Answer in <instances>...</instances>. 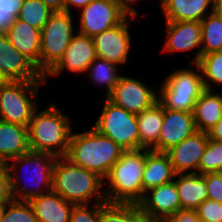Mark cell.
<instances>
[{
    "label": "cell",
    "instance_id": "obj_19",
    "mask_svg": "<svg viewBox=\"0 0 222 222\" xmlns=\"http://www.w3.org/2000/svg\"><path fill=\"white\" fill-rule=\"evenodd\" d=\"M5 34L11 44L27 57L40 72L41 30L16 18Z\"/></svg>",
    "mask_w": 222,
    "mask_h": 222
},
{
    "label": "cell",
    "instance_id": "obj_35",
    "mask_svg": "<svg viewBox=\"0 0 222 222\" xmlns=\"http://www.w3.org/2000/svg\"><path fill=\"white\" fill-rule=\"evenodd\" d=\"M202 222H222V203L206 199L196 209Z\"/></svg>",
    "mask_w": 222,
    "mask_h": 222
},
{
    "label": "cell",
    "instance_id": "obj_5",
    "mask_svg": "<svg viewBox=\"0 0 222 222\" xmlns=\"http://www.w3.org/2000/svg\"><path fill=\"white\" fill-rule=\"evenodd\" d=\"M103 185V179L96 173L65 157H58L54 164L52 191L74 205L106 202Z\"/></svg>",
    "mask_w": 222,
    "mask_h": 222
},
{
    "label": "cell",
    "instance_id": "obj_40",
    "mask_svg": "<svg viewBox=\"0 0 222 222\" xmlns=\"http://www.w3.org/2000/svg\"><path fill=\"white\" fill-rule=\"evenodd\" d=\"M164 222H202L196 210L180 209Z\"/></svg>",
    "mask_w": 222,
    "mask_h": 222
},
{
    "label": "cell",
    "instance_id": "obj_10",
    "mask_svg": "<svg viewBox=\"0 0 222 222\" xmlns=\"http://www.w3.org/2000/svg\"><path fill=\"white\" fill-rule=\"evenodd\" d=\"M80 13L77 32L91 38L120 25L129 16L118 0H93Z\"/></svg>",
    "mask_w": 222,
    "mask_h": 222
},
{
    "label": "cell",
    "instance_id": "obj_8",
    "mask_svg": "<svg viewBox=\"0 0 222 222\" xmlns=\"http://www.w3.org/2000/svg\"><path fill=\"white\" fill-rule=\"evenodd\" d=\"M73 13L56 11L41 30L40 73L44 77L62 58L77 31Z\"/></svg>",
    "mask_w": 222,
    "mask_h": 222
},
{
    "label": "cell",
    "instance_id": "obj_23",
    "mask_svg": "<svg viewBox=\"0 0 222 222\" xmlns=\"http://www.w3.org/2000/svg\"><path fill=\"white\" fill-rule=\"evenodd\" d=\"M29 151L28 127L0 120V162L7 163Z\"/></svg>",
    "mask_w": 222,
    "mask_h": 222
},
{
    "label": "cell",
    "instance_id": "obj_43",
    "mask_svg": "<svg viewBox=\"0 0 222 222\" xmlns=\"http://www.w3.org/2000/svg\"><path fill=\"white\" fill-rule=\"evenodd\" d=\"M123 9L129 14V15H132V16H137L138 15V11L132 7V5H135L137 4V2H139V0H118Z\"/></svg>",
    "mask_w": 222,
    "mask_h": 222
},
{
    "label": "cell",
    "instance_id": "obj_36",
    "mask_svg": "<svg viewBox=\"0 0 222 222\" xmlns=\"http://www.w3.org/2000/svg\"><path fill=\"white\" fill-rule=\"evenodd\" d=\"M208 199L222 203V172L205 173Z\"/></svg>",
    "mask_w": 222,
    "mask_h": 222
},
{
    "label": "cell",
    "instance_id": "obj_21",
    "mask_svg": "<svg viewBox=\"0 0 222 222\" xmlns=\"http://www.w3.org/2000/svg\"><path fill=\"white\" fill-rule=\"evenodd\" d=\"M38 222H70L74 204L50 191L29 201Z\"/></svg>",
    "mask_w": 222,
    "mask_h": 222
},
{
    "label": "cell",
    "instance_id": "obj_30",
    "mask_svg": "<svg viewBox=\"0 0 222 222\" xmlns=\"http://www.w3.org/2000/svg\"><path fill=\"white\" fill-rule=\"evenodd\" d=\"M53 12L42 0H25L17 18L42 30Z\"/></svg>",
    "mask_w": 222,
    "mask_h": 222
},
{
    "label": "cell",
    "instance_id": "obj_28",
    "mask_svg": "<svg viewBox=\"0 0 222 222\" xmlns=\"http://www.w3.org/2000/svg\"><path fill=\"white\" fill-rule=\"evenodd\" d=\"M202 55L222 50V17L216 10L201 22Z\"/></svg>",
    "mask_w": 222,
    "mask_h": 222
},
{
    "label": "cell",
    "instance_id": "obj_2",
    "mask_svg": "<svg viewBox=\"0 0 222 222\" xmlns=\"http://www.w3.org/2000/svg\"><path fill=\"white\" fill-rule=\"evenodd\" d=\"M34 110L28 125L30 151L65 157L72 134V119L54 103Z\"/></svg>",
    "mask_w": 222,
    "mask_h": 222
},
{
    "label": "cell",
    "instance_id": "obj_11",
    "mask_svg": "<svg viewBox=\"0 0 222 222\" xmlns=\"http://www.w3.org/2000/svg\"><path fill=\"white\" fill-rule=\"evenodd\" d=\"M107 99L128 112L139 114L158 102V90L152 89L139 79L121 74Z\"/></svg>",
    "mask_w": 222,
    "mask_h": 222
},
{
    "label": "cell",
    "instance_id": "obj_22",
    "mask_svg": "<svg viewBox=\"0 0 222 222\" xmlns=\"http://www.w3.org/2000/svg\"><path fill=\"white\" fill-rule=\"evenodd\" d=\"M175 175L166 152L146 150V162L142 175L143 197L146 191L173 181Z\"/></svg>",
    "mask_w": 222,
    "mask_h": 222
},
{
    "label": "cell",
    "instance_id": "obj_13",
    "mask_svg": "<svg viewBox=\"0 0 222 222\" xmlns=\"http://www.w3.org/2000/svg\"><path fill=\"white\" fill-rule=\"evenodd\" d=\"M97 57L94 41L91 37L76 31L71 42L59 62L44 76L48 83V77L63 74L65 70L69 72L86 73L90 64Z\"/></svg>",
    "mask_w": 222,
    "mask_h": 222
},
{
    "label": "cell",
    "instance_id": "obj_20",
    "mask_svg": "<svg viewBox=\"0 0 222 222\" xmlns=\"http://www.w3.org/2000/svg\"><path fill=\"white\" fill-rule=\"evenodd\" d=\"M160 7L165 21L201 22L215 10V2L213 0H161Z\"/></svg>",
    "mask_w": 222,
    "mask_h": 222
},
{
    "label": "cell",
    "instance_id": "obj_45",
    "mask_svg": "<svg viewBox=\"0 0 222 222\" xmlns=\"http://www.w3.org/2000/svg\"><path fill=\"white\" fill-rule=\"evenodd\" d=\"M8 82H10V80L3 74L0 68V85L6 84Z\"/></svg>",
    "mask_w": 222,
    "mask_h": 222
},
{
    "label": "cell",
    "instance_id": "obj_15",
    "mask_svg": "<svg viewBox=\"0 0 222 222\" xmlns=\"http://www.w3.org/2000/svg\"><path fill=\"white\" fill-rule=\"evenodd\" d=\"M0 68L10 81L46 82L37 67L0 33Z\"/></svg>",
    "mask_w": 222,
    "mask_h": 222
},
{
    "label": "cell",
    "instance_id": "obj_1",
    "mask_svg": "<svg viewBox=\"0 0 222 222\" xmlns=\"http://www.w3.org/2000/svg\"><path fill=\"white\" fill-rule=\"evenodd\" d=\"M57 159L56 155L50 153L29 151L7 162L12 200L29 202L33 198L52 191L53 168ZM20 170L24 173L29 170L30 177H28L29 173L26 175ZM25 176L31 178L29 182L27 181L30 187L27 182L26 184L22 182L25 181L22 179Z\"/></svg>",
    "mask_w": 222,
    "mask_h": 222
},
{
    "label": "cell",
    "instance_id": "obj_6",
    "mask_svg": "<svg viewBox=\"0 0 222 222\" xmlns=\"http://www.w3.org/2000/svg\"><path fill=\"white\" fill-rule=\"evenodd\" d=\"M191 68L171 71L158 87V102L163 108L193 113L196 100L205 90L198 64ZM194 69V70H193Z\"/></svg>",
    "mask_w": 222,
    "mask_h": 222
},
{
    "label": "cell",
    "instance_id": "obj_32",
    "mask_svg": "<svg viewBox=\"0 0 222 222\" xmlns=\"http://www.w3.org/2000/svg\"><path fill=\"white\" fill-rule=\"evenodd\" d=\"M0 222H38V220L29 202L11 200L5 205Z\"/></svg>",
    "mask_w": 222,
    "mask_h": 222
},
{
    "label": "cell",
    "instance_id": "obj_3",
    "mask_svg": "<svg viewBox=\"0 0 222 222\" xmlns=\"http://www.w3.org/2000/svg\"><path fill=\"white\" fill-rule=\"evenodd\" d=\"M125 150L93 127L73 133L65 158L104 179Z\"/></svg>",
    "mask_w": 222,
    "mask_h": 222
},
{
    "label": "cell",
    "instance_id": "obj_24",
    "mask_svg": "<svg viewBox=\"0 0 222 222\" xmlns=\"http://www.w3.org/2000/svg\"><path fill=\"white\" fill-rule=\"evenodd\" d=\"M193 116L197 131L209 132L222 117V92L205 89L196 100Z\"/></svg>",
    "mask_w": 222,
    "mask_h": 222
},
{
    "label": "cell",
    "instance_id": "obj_4",
    "mask_svg": "<svg viewBox=\"0 0 222 222\" xmlns=\"http://www.w3.org/2000/svg\"><path fill=\"white\" fill-rule=\"evenodd\" d=\"M145 162L146 149L127 150L121 154L103 179V183L108 184L103 188L107 203L138 204L143 199Z\"/></svg>",
    "mask_w": 222,
    "mask_h": 222
},
{
    "label": "cell",
    "instance_id": "obj_18",
    "mask_svg": "<svg viewBox=\"0 0 222 222\" xmlns=\"http://www.w3.org/2000/svg\"><path fill=\"white\" fill-rule=\"evenodd\" d=\"M195 132H197V129L193 113L164 108L162 129L158 140V152H166Z\"/></svg>",
    "mask_w": 222,
    "mask_h": 222
},
{
    "label": "cell",
    "instance_id": "obj_33",
    "mask_svg": "<svg viewBox=\"0 0 222 222\" xmlns=\"http://www.w3.org/2000/svg\"><path fill=\"white\" fill-rule=\"evenodd\" d=\"M25 0H0V33L5 34L18 17Z\"/></svg>",
    "mask_w": 222,
    "mask_h": 222
},
{
    "label": "cell",
    "instance_id": "obj_7",
    "mask_svg": "<svg viewBox=\"0 0 222 222\" xmlns=\"http://www.w3.org/2000/svg\"><path fill=\"white\" fill-rule=\"evenodd\" d=\"M43 84L46 82L10 81L0 85V120L28 127Z\"/></svg>",
    "mask_w": 222,
    "mask_h": 222
},
{
    "label": "cell",
    "instance_id": "obj_27",
    "mask_svg": "<svg viewBox=\"0 0 222 222\" xmlns=\"http://www.w3.org/2000/svg\"><path fill=\"white\" fill-rule=\"evenodd\" d=\"M119 66L106 59L96 57L88 67L86 74L96 86H105V98L114 90L121 77ZM119 70V71H118Z\"/></svg>",
    "mask_w": 222,
    "mask_h": 222
},
{
    "label": "cell",
    "instance_id": "obj_34",
    "mask_svg": "<svg viewBox=\"0 0 222 222\" xmlns=\"http://www.w3.org/2000/svg\"><path fill=\"white\" fill-rule=\"evenodd\" d=\"M105 203L106 202H97L90 203L89 205H74L71 213L70 222H100V208Z\"/></svg>",
    "mask_w": 222,
    "mask_h": 222
},
{
    "label": "cell",
    "instance_id": "obj_14",
    "mask_svg": "<svg viewBox=\"0 0 222 222\" xmlns=\"http://www.w3.org/2000/svg\"><path fill=\"white\" fill-rule=\"evenodd\" d=\"M166 39L163 52H187L196 48L192 64H197L202 55L201 24L198 21H165Z\"/></svg>",
    "mask_w": 222,
    "mask_h": 222
},
{
    "label": "cell",
    "instance_id": "obj_29",
    "mask_svg": "<svg viewBox=\"0 0 222 222\" xmlns=\"http://www.w3.org/2000/svg\"><path fill=\"white\" fill-rule=\"evenodd\" d=\"M197 64L201 69L205 89L214 90L217 86H222V50L201 55Z\"/></svg>",
    "mask_w": 222,
    "mask_h": 222
},
{
    "label": "cell",
    "instance_id": "obj_47",
    "mask_svg": "<svg viewBox=\"0 0 222 222\" xmlns=\"http://www.w3.org/2000/svg\"><path fill=\"white\" fill-rule=\"evenodd\" d=\"M4 208H5V205H0V220H1L2 215L4 213Z\"/></svg>",
    "mask_w": 222,
    "mask_h": 222
},
{
    "label": "cell",
    "instance_id": "obj_17",
    "mask_svg": "<svg viewBox=\"0 0 222 222\" xmlns=\"http://www.w3.org/2000/svg\"><path fill=\"white\" fill-rule=\"evenodd\" d=\"M208 140L207 132L197 131L166 151L176 174L197 173Z\"/></svg>",
    "mask_w": 222,
    "mask_h": 222
},
{
    "label": "cell",
    "instance_id": "obj_38",
    "mask_svg": "<svg viewBox=\"0 0 222 222\" xmlns=\"http://www.w3.org/2000/svg\"><path fill=\"white\" fill-rule=\"evenodd\" d=\"M123 222H160L140 210L138 204H123Z\"/></svg>",
    "mask_w": 222,
    "mask_h": 222
},
{
    "label": "cell",
    "instance_id": "obj_12",
    "mask_svg": "<svg viewBox=\"0 0 222 222\" xmlns=\"http://www.w3.org/2000/svg\"><path fill=\"white\" fill-rule=\"evenodd\" d=\"M130 18H137V16L129 15L120 25L105 30L92 38L97 57L120 66V69L129 60V53H131L132 40L128 28Z\"/></svg>",
    "mask_w": 222,
    "mask_h": 222
},
{
    "label": "cell",
    "instance_id": "obj_42",
    "mask_svg": "<svg viewBox=\"0 0 222 222\" xmlns=\"http://www.w3.org/2000/svg\"><path fill=\"white\" fill-rule=\"evenodd\" d=\"M207 133L209 139L222 142V117L220 118L218 123Z\"/></svg>",
    "mask_w": 222,
    "mask_h": 222
},
{
    "label": "cell",
    "instance_id": "obj_46",
    "mask_svg": "<svg viewBox=\"0 0 222 222\" xmlns=\"http://www.w3.org/2000/svg\"><path fill=\"white\" fill-rule=\"evenodd\" d=\"M215 10L222 17V0L215 3Z\"/></svg>",
    "mask_w": 222,
    "mask_h": 222
},
{
    "label": "cell",
    "instance_id": "obj_16",
    "mask_svg": "<svg viewBox=\"0 0 222 222\" xmlns=\"http://www.w3.org/2000/svg\"><path fill=\"white\" fill-rule=\"evenodd\" d=\"M143 214L153 220L164 222L181 209L175 181H171L145 192L138 203Z\"/></svg>",
    "mask_w": 222,
    "mask_h": 222
},
{
    "label": "cell",
    "instance_id": "obj_44",
    "mask_svg": "<svg viewBox=\"0 0 222 222\" xmlns=\"http://www.w3.org/2000/svg\"><path fill=\"white\" fill-rule=\"evenodd\" d=\"M54 12L64 11V0H42Z\"/></svg>",
    "mask_w": 222,
    "mask_h": 222
},
{
    "label": "cell",
    "instance_id": "obj_26",
    "mask_svg": "<svg viewBox=\"0 0 222 222\" xmlns=\"http://www.w3.org/2000/svg\"><path fill=\"white\" fill-rule=\"evenodd\" d=\"M163 115L164 108L159 102L137 114L139 149L158 151Z\"/></svg>",
    "mask_w": 222,
    "mask_h": 222
},
{
    "label": "cell",
    "instance_id": "obj_39",
    "mask_svg": "<svg viewBox=\"0 0 222 222\" xmlns=\"http://www.w3.org/2000/svg\"><path fill=\"white\" fill-rule=\"evenodd\" d=\"M12 200L9 172L6 163L0 162V205H6Z\"/></svg>",
    "mask_w": 222,
    "mask_h": 222
},
{
    "label": "cell",
    "instance_id": "obj_9",
    "mask_svg": "<svg viewBox=\"0 0 222 222\" xmlns=\"http://www.w3.org/2000/svg\"><path fill=\"white\" fill-rule=\"evenodd\" d=\"M127 150H139L137 114L126 111L104 98L99 117L92 126Z\"/></svg>",
    "mask_w": 222,
    "mask_h": 222
},
{
    "label": "cell",
    "instance_id": "obj_25",
    "mask_svg": "<svg viewBox=\"0 0 222 222\" xmlns=\"http://www.w3.org/2000/svg\"><path fill=\"white\" fill-rule=\"evenodd\" d=\"M181 209L196 210L208 199L205 178L198 173H178L174 178Z\"/></svg>",
    "mask_w": 222,
    "mask_h": 222
},
{
    "label": "cell",
    "instance_id": "obj_41",
    "mask_svg": "<svg viewBox=\"0 0 222 222\" xmlns=\"http://www.w3.org/2000/svg\"><path fill=\"white\" fill-rule=\"evenodd\" d=\"M93 0H64V11L68 13H72V7H77L79 9L84 8L86 5H88Z\"/></svg>",
    "mask_w": 222,
    "mask_h": 222
},
{
    "label": "cell",
    "instance_id": "obj_37",
    "mask_svg": "<svg viewBox=\"0 0 222 222\" xmlns=\"http://www.w3.org/2000/svg\"><path fill=\"white\" fill-rule=\"evenodd\" d=\"M100 222H123V204L106 202L100 208Z\"/></svg>",
    "mask_w": 222,
    "mask_h": 222
},
{
    "label": "cell",
    "instance_id": "obj_31",
    "mask_svg": "<svg viewBox=\"0 0 222 222\" xmlns=\"http://www.w3.org/2000/svg\"><path fill=\"white\" fill-rule=\"evenodd\" d=\"M222 172V142L209 139L202 155L198 174Z\"/></svg>",
    "mask_w": 222,
    "mask_h": 222
}]
</instances>
